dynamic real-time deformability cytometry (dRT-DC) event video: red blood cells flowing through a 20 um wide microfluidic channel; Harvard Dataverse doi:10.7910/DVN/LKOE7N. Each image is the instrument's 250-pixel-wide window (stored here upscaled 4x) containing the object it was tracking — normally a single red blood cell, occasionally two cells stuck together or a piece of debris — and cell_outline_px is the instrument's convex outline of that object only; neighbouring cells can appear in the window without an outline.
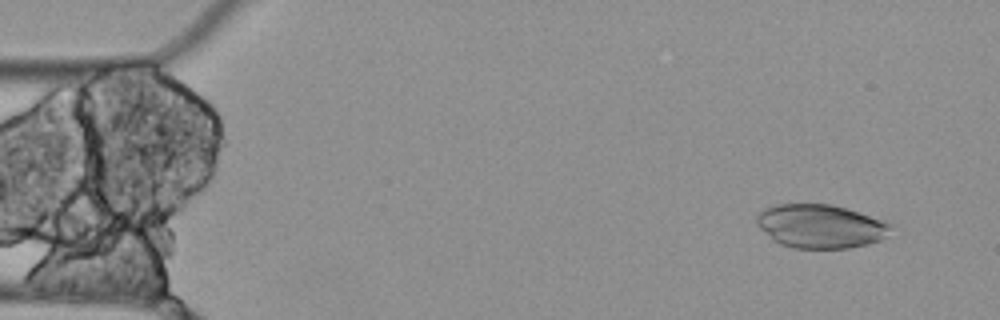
{"species": "Egyptian fruit bat (a non-hibernating species)", "species_latin": "Rousettus aegyptiacus", "temperature_condition": "cold", "stored_images_in_passage": 3, "camera_frame_rate_fps": 3000, "um_per_image_px": 0.085, "animal": {"sex": "female"}, "frame": {"image": 1, "passage_image": 1, "time_ms": 0.0, "image_size_px": [1000, 320], "cell_outline_px": [[892, 224], [884, 236], [880, 240], [868, 244], [848, 248], [792, 248], [780, 244], [772, 240], [756, 224], [756, 216], [764, 208], [776, 204], [832, 204], [860, 212]], "centroid_in_image_um": [69.69, 19.22], "position_along_channel_um": 15.3, "area_um2": 34.04}}